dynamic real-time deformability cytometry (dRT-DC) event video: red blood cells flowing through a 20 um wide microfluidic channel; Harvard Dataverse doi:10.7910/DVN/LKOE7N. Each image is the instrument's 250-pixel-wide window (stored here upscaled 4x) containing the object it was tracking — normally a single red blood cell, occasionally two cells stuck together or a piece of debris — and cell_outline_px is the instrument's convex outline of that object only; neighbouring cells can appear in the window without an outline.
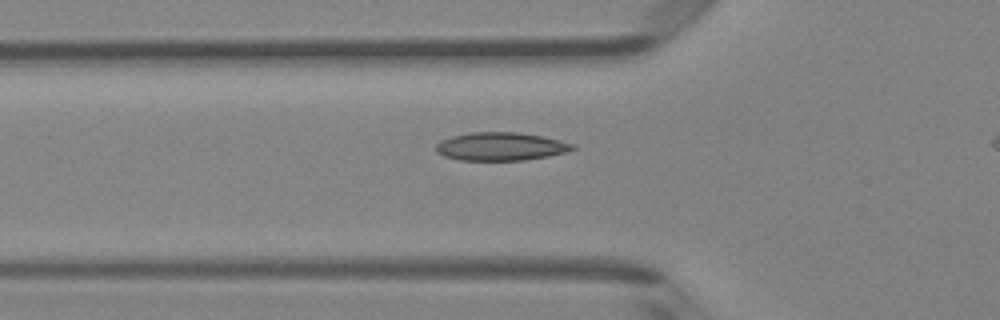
{"species": "Egyptian fruit bat (a non-hibernating species)", "species_latin": "Rousettus aegyptiacus", "temperature_condition": "room temperature", "stored_images_in_passage": 36, "camera_frame_rate_fps": 3000, "um_per_image_px": 0.085, "animal": {"sex": "female"}, "frame": {"image": 1, "passage_image": 10, "time_ms": 3.0, "image_size_px": [1000, 320], "cell_outline_px": [[576, 148], [564, 152], [548, 156], [524, 160], [460, 160], [444, 156], [436, 152], [436, 144], [440, 140], [452, 136], [472, 132], [516, 132], [540, 136], [560, 140], [576, 144]], "centroid_in_image_um": [42.55, 12.45], "position_along_channel_um": 83.3, "area_um2": 22.37}}
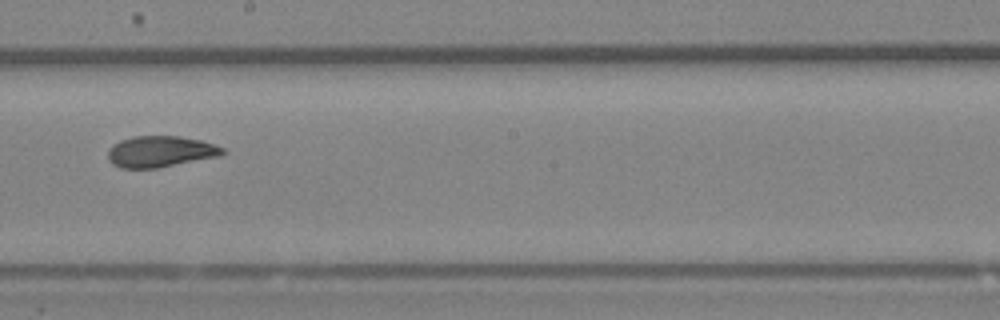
{"frame": {"image": 2, "passage_image": 21, "time_ms": 6.667, "image_size_px": [1000, 320], "cell_outline_px": [[228, 152], [220, 156], [156, 168], [120, 168], [112, 164], [108, 160], [108, 148], [112, 144], [120, 140], [132, 136], [180, 136], [200, 140], [224, 148]], "centroid_in_image_um": [13.61, 12.88], "position_along_channel_um": 234.6, "area_um2": 20.98}}
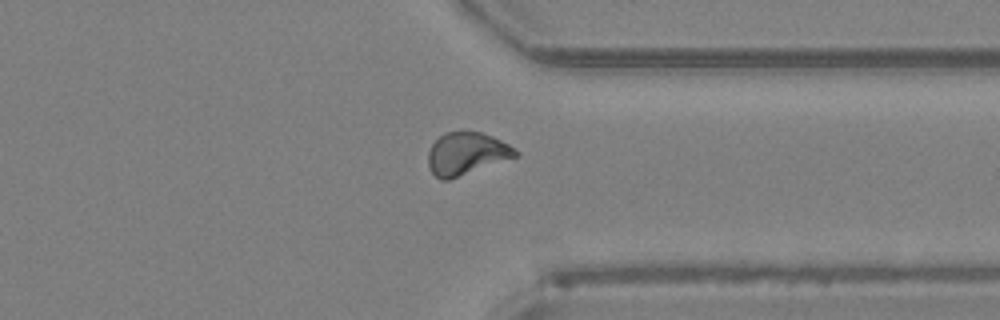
{"frame": {"image": 3, "passage_image": 31, "time_ms": 10.0, "image_size_px": [1000, 320], "cell_outline_px": [[520, 156], [448, 180], [440, 180], [432, 172], [428, 164], [428, 152], [432, 144], [444, 132], [480, 132], [492, 136], [508, 144], [520, 152]], "centroid_in_image_um": [39.67, 13.07], "position_along_channel_um": 371.7, "area_um2": 21.62}}